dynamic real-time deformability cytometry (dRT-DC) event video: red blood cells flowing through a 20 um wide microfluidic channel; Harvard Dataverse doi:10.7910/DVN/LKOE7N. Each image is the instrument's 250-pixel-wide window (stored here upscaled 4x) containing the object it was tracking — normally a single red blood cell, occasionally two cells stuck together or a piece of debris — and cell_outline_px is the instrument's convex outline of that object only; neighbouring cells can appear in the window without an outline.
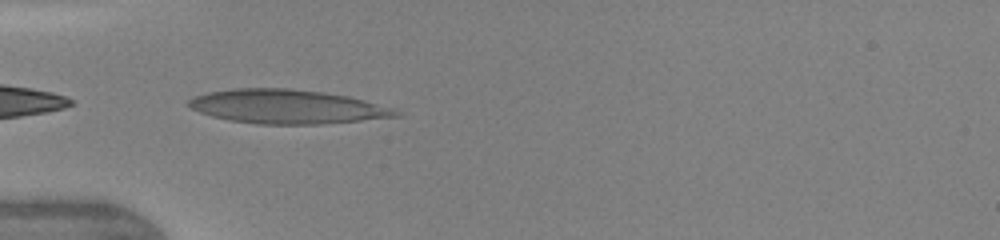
{"species": "human", "species_latin": "Homo sapiens", "temperature_condition": "warm", "stored_images_in_passage": 32, "camera_frame_rate_fps": 3000, "um_per_image_px": 0.085, "donor": {"sex": "female"}, "frame": {"image": 1, "passage_image": 1, "time_ms": 0.0, "image_size_px": [1000, 240], "cell_outline_px": [[400, 116], [320, 124], [256, 124], [228, 120], [212, 116], [200, 112], [192, 108], [188, 104], [188, 100], [192, 96], [208, 92], [232, 88], [288, 88], [324, 92], [348, 96], [364, 100], [400, 112]], "centroid_in_image_um": [24.32, 9.06], "position_along_channel_um": 60.7, "area_um2": 40.81}}
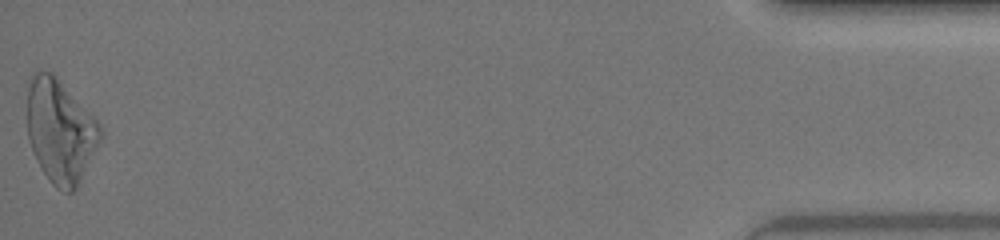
{"frame": {"image": 2, "passage_image": 32, "time_ms": 10.667, "image_size_px": [1000, 240], "cell_outline_px": [[104, 136], [76, 188], [72, 192], [64, 192], [56, 188], [48, 180], [32, 148], [28, 136], [28, 88], [32, 72], [52, 72], [56, 76], [104, 128]], "centroid_in_image_um": [5.16, 11.15], "position_along_channel_um": 430.0, "area_um2": 43.81}, "authors_computed_cell_mechanics": {"area_um2": 38.148, "velocity_mm_per_s": 4.3095, "shape_relaxation_time_tau1_ms": 6.2417, "shape_relaxation_time_tau2_ms": 1.0579, "deformation_change_tau1": 0.2367, "deformation_change_tau2": 0.1127}}